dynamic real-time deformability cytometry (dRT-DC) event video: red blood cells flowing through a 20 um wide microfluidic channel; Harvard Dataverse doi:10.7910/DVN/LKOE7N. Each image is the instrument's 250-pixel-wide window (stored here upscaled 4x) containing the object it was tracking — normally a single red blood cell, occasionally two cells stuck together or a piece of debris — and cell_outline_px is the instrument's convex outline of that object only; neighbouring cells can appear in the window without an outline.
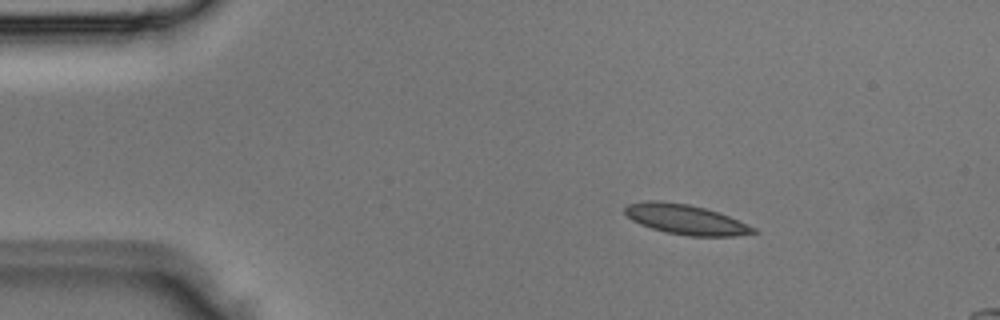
{"species": "Egyptian fruit bat (a non-hibernating species)", "species_latin": "Rousettus aegyptiacus", "temperature_condition": "room temperature", "stored_images_in_passage": 3, "segment_of_instrument_passage": [1, 2], "camera_frame_rate_fps": 3000, "um_per_image_px": 0.085, "animal": {"sex": "male"}, "frame": {"image": 1, "passage_image": 1, "time_ms": 0.0, "image_size_px": [1000, 320], "cell_outline_px": [[760, 232], [736, 236], [688, 236], [664, 232], [640, 224], [632, 220], [624, 212], [624, 208], [628, 204], [648, 200], [660, 200], [688, 204], [704, 208], [728, 216], [756, 228]], "centroid_in_image_um": [58.27, 18.66], "position_along_channel_um": 26.7, "area_um2": 22.37}}